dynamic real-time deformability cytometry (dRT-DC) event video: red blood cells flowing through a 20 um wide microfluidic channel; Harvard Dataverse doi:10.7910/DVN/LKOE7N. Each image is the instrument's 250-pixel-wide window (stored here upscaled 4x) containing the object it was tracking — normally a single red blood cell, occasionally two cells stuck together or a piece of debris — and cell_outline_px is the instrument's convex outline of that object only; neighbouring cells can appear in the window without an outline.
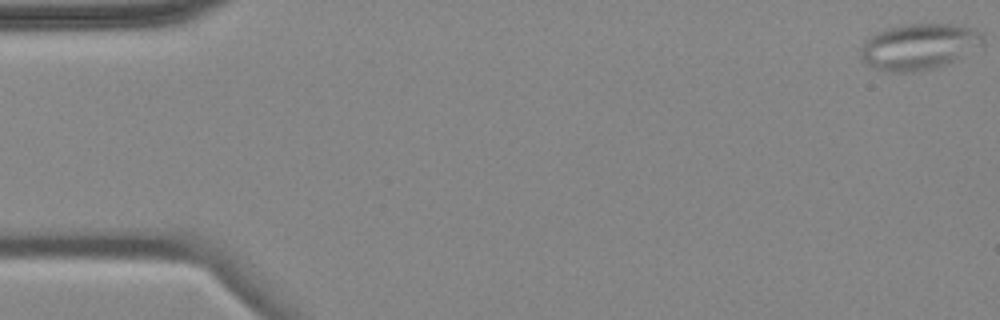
{"species": "common noctule bat (a hibernating species)", "species_latin": "Nyctalus noctula", "temperature_condition": "cold", "stored_images_in_passage": 5, "camera_frame_rate_fps": 3000, "um_per_image_px": 0.085, "animal": {"sex": "female", "body_mass_g": 18.4}, "frame": {"image": 1, "passage_image": 1, "time_ms": 0.0, "image_size_px": [1000, 320], "cell_outline_px": [[984, 48], [948, 64], [932, 68], [912, 72], [888, 72], [876, 68], [868, 64], [860, 56], [860, 48], [864, 40], [876, 32], [900, 24], [960, 24], [976, 28], [984, 32]], "centroid_in_image_um": [78.22, 3.94], "position_along_channel_um": 6.8, "area_um2": 33.76}}
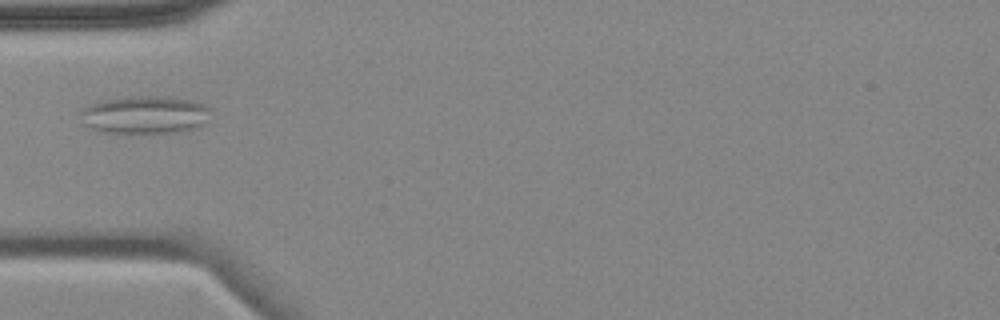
{"frame": {"image": 2, "passage_image": 5, "time_ms": 5.667, "image_size_px": [1000, 320], "cell_outline_px": [[212, 108], [208, 120], [204, 124], [196, 128], [176, 132], [100, 132], [80, 124], [80, 112], [84, 108], [100, 100], [148, 96], [160, 96], [192, 100], [204, 104]], "centroid_in_image_um": [12.32, 9.76], "position_along_channel_um": 72.7, "area_um2": 28.73}}